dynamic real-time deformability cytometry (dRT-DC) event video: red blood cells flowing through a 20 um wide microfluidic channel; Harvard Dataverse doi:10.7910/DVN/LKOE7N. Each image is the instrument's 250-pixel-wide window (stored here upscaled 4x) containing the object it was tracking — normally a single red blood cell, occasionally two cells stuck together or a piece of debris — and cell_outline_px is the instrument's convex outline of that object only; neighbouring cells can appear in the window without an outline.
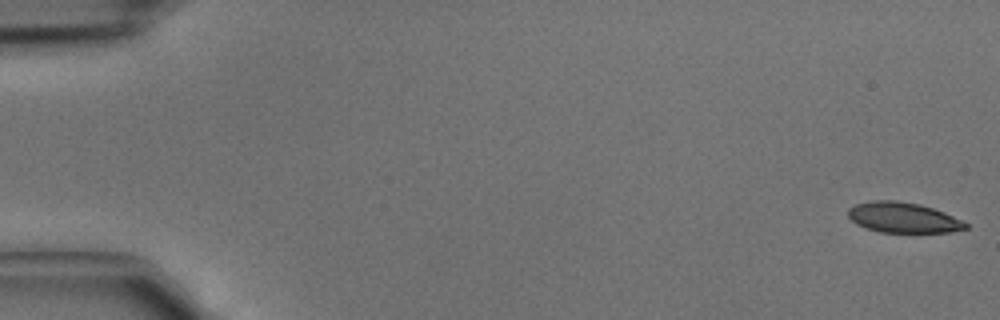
{"species": "common noctule bat (a hibernating species)", "species_latin": "Nyctalus noctula", "temperature_condition": "cold", "stored_images_in_passage": 4, "camera_frame_rate_fps": 3000, "um_per_image_px": 0.085, "animal": {"sex": "male", "body_mass_g": 15.6}, "frame": {"image": 1, "passage_image": 1, "time_ms": 0.0, "image_size_px": [1000, 320], "cell_outline_px": [[968, 228], [948, 232], [880, 232], [856, 224], [848, 216], [848, 208], [856, 204], [872, 200], [896, 200], [920, 204], [944, 212], [968, 224]], "centroid_in_image_um": [76.74, 18.48], "position_along_channel_um": 8.3, "area_um2": 20.63}}
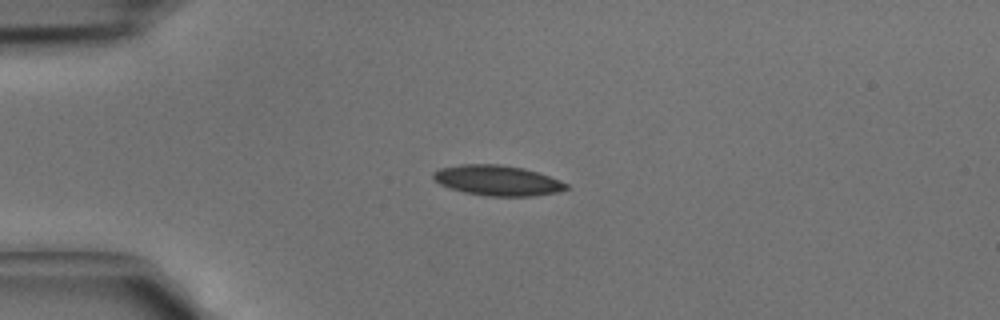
{"frame": {"image": 2, "passage_image": 4, "time_ms": 1.0, "image_size_px": [1000, 320], "cell_outline_px": [[568, 188], [556, 192], [532, 196], [488, 196], [464, 192], [440, 184], [432, 176], [432, 172], [440, 168], [460, 164], [500, 164], [524, 168], [560, 180], [568, 184]], "centroid_in_image_um": [42.27, 15.33], "position_along_channel_um": 42.7, "area_um2": 23.29}}